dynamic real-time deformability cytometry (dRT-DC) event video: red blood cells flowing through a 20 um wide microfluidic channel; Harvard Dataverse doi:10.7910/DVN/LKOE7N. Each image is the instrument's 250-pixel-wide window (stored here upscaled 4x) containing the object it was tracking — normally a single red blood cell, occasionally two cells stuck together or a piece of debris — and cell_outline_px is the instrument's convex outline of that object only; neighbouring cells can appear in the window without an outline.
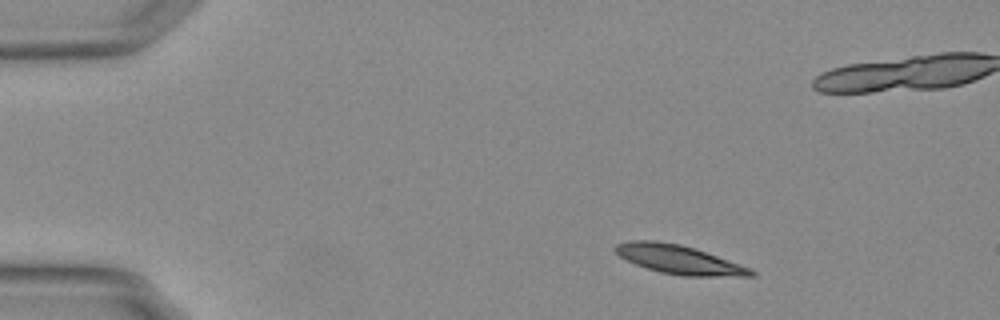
{"species": "Egyptian fruit bat (a non-hibernating species)", "species_latin": "Rousettus aegyptiacus", "temperature_condition": "warm", "stored_images_in_passage": 18, "camera_frame_rate_fps": 3000, "um_per_image_px": 0.085, "animal": {"sex": "female"}, "frame": {"image": 1, "passage_image": 6, "time_ms": 1.667, "image_size_px": [1000, 320], "cell_outline_px": [[756, 276], [684, 276], [660, 272], [636, 264], [620, 256], [612, 248], [616, 244], [632, 240], [652, 240], [680, 244], [716, 256], [748, 268], [756, 272]], "centroid_in_image_um": [57.66, 22.06], "position_along_channel_um": 27.3, "area_um2": 22.25}}
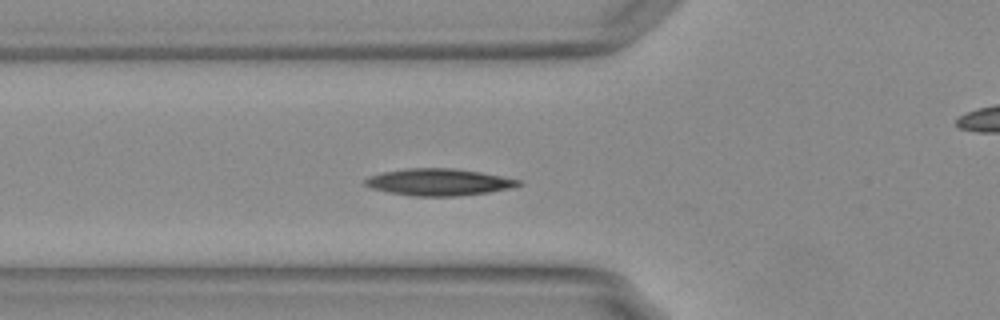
{"frame": {"image": 2, "passage_image": 17, "time_ms": 5.333, "image_size_px": [1000, 320], "cell_outline_px": [[524, 184], [512, 188], [488, 192], [460, 196], [412, 196], [388, 192], [372, 188], [364, 184], [364, 180], [368, 176], [384, 172], [404, 168], [456, 168], [480, 172], [520, 180]], "centroid_in_image_um": [37.3, 15.48], "position_along_channel_um": 88.5, "area_um2": 24.1}}